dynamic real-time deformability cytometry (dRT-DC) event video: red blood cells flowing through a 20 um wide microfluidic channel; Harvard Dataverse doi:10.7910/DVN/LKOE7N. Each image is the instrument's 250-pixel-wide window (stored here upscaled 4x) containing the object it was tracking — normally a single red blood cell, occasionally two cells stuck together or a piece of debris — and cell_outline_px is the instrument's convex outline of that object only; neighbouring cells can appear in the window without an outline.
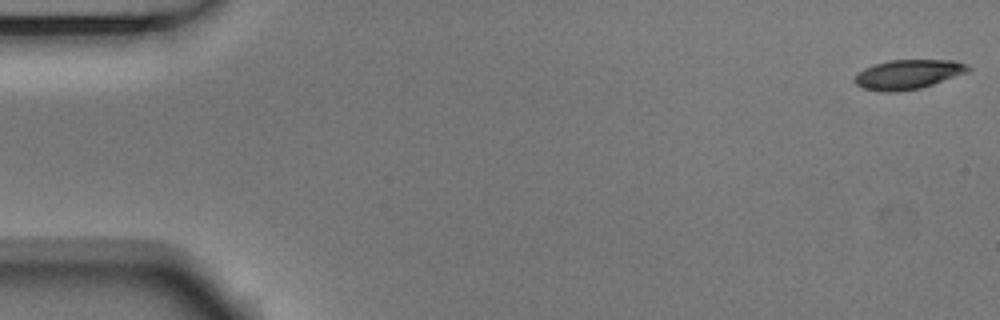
{"species": "Egyptian fruit bat (a non-hibernating species)", "species_latin": "Rousettus aegyptiacus", "temperature_condition": "room temperature", "stored_images_in_passage": 54, "camera_frame_rate_fps": 3000, "um_per_image_px": 0.085, "animal": {"sex": "male"}, "frame": {"image": 1, "passage_image": 1, "time_ms": 0.0, "image_size_px": [1000, 320], "cell_outline_px": [[972, 68], [968, 72], [920, 88], [896, 92], [884, 92], [864, 88], [856, 84], [852, 80], [864, 68], [876, 64], [892, 60], [952, 60], [968, 64]], "centroid_in_image_um": [77.21, 6.32], "position_along_channel_um": 7.8, "area_um2": 19.31}}
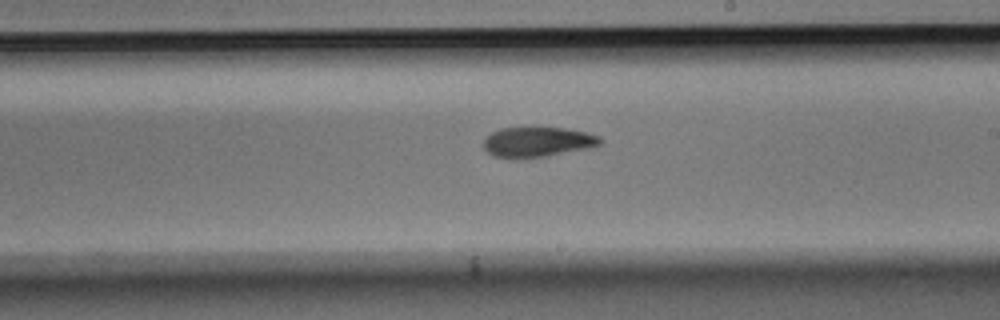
{"frame": {"image": 2, "passage_image": 31, "time_ms": 10.0, "image_size_px": [1000, 320], "cell_outline_px": [[600, 144], [588, 148], [544, 156], [496, 156], [488, 152], [484, 148], [484, 140], [492, 132], [500, 128], [532, 124], [564, 128], [584, 132], [600, 136]], "centroid_in_image_um": [45.68, 11.98], "position_along_channel_um": 243.3, "area_um2": 20.4}}
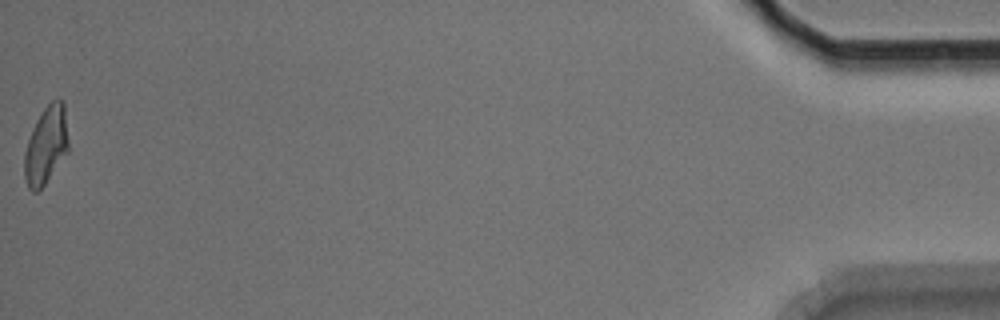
{"frame": {"image": 3, "passage_image": 54, "time_ms": 17.667, "image_size_px": [1000, 320], "cell_outline_px": [[68, 152], [44, 184], [36, 192], [32, 192], [28, 188], [24, 176], [24, 152], [32, 128], [40, 112], [52, 100], [64, 100], [68, 140]], "centroid_in_image_um": [3.91, 12.33], "position_along_channel_um": 431.3, "area_um2": 19.94}, "authors_computed_cell_mechanics": {"area_um2": 20.4612, "velocity_mm_per_s": 3.734, "shape_relaxation_time_tau1_ms": 6.6199, "shape_relaxation_time_tau2_ms": 6.9574, "deformation_change_tau1": 0.1701, "deformation_change_tau2": 0.15}}